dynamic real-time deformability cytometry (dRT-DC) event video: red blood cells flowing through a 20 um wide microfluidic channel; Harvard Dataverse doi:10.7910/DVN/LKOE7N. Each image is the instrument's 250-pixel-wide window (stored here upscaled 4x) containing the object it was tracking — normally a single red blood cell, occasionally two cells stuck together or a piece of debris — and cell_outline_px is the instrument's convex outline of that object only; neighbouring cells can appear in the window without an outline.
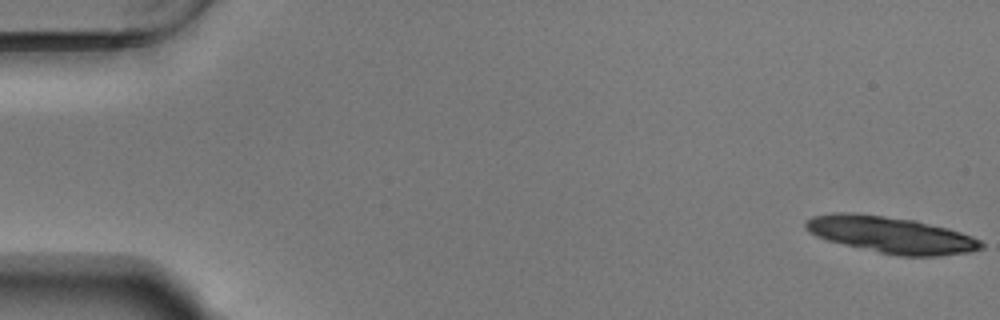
{"species": "Egyptian fruit bat (a non-hibernating species)", "species_latin": "Rousettus aegyptiacus", "temperature_condition": "warm", "stored_images_in_passage": 17, "camera_frame_rate_fps": 3000, "um_per_image_px": 0.085, "animal": {"sex": "male"}, "frame": {"image": 1, "passage_image": 1, "time_ms": 0.0, "image_size_px": [1000, 320], "cell_outline_px": [[984, 248], [972, 252], [936, 256], [900, 256], [880, 252], [844, 244], [828, 240], [816, 236], [804, 228], [804, 220], [812, 216], [832, 212], [860, 212], [916, 220], [948, 228], [972, 236], [980, 240], [984, 244]], "centroid_in_image_um": [75.73, 19.94], "position_along_channel_um": 9.3, "area_um2": 37.69}}